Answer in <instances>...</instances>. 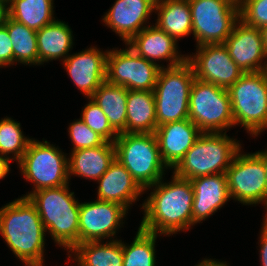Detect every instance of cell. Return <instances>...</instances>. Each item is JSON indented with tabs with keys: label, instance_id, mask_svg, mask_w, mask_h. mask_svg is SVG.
<instances>
[{
	"label": "cell",
	"instance_id": "42",
	"mask_svg": "<svg viewBox=\"0 0 267 266\" xmlns=\"http://www.w3.org/2000/svg\"><path fill=\"white\" fill-rule=\"evenodd\" d=\"M195 266H210V259L204 258L203 260H201L200 263L196 264Z\"/></svg>",
	"mask_w": 267,
	"mask_h": 266
},
{
	"label": "cell",
	"instance_id": "12",
	"mask_svg": "<svg viewBox=\"0 0 267 266\" xmlns=\"http://www.w3.org/2000/svg\"><path fill=\"white\" fill-rule=\"evenodd\" d=\"M241 152V153H240ZM236 153L226 171L231 199L243 205L263 204L266 209V172L255 153Z\"/></svg>",
	"mask_w": 267,
	"mask_h": 266
},
{
	"label": "cell",
	"instance_id": "11",
	"mask_svg": "<svg viewBox=\"0 0 267 266\" xmlns=\"http://www.w3.org/2000/svg\"><path fill=\"white\" fill-rule=\"evenodd\" d=\"M162 67L165 66L146 60L129 46L113 48L107 54L106 80L127 90L153 91Z\"/></svg>",
	"mask_w": 267,
	"mask_h": 266
},
{
	"label": "cell",
	"instance_id": "8",
	"mask_svg": "<svg viewBox=\"0 0 267 266\" xmlns=\"http://www.w3.org/2000/svg\"><path fill=\"white\" fill-rule=\"evenodd\" d=\"M67 155L47 140L32 139L18 166L23 177L33 184V191L22 197L28 198L33 192L69 184Z\"/></svg>",
	"mask_w": 267,
	"mask_h": 266
},
{
	"label": "cell",
	"instance_id": "26",
	"mask_svg": "<svg viewBox=\"0 0 267 266\" xmlns=\"http://www.w3.org/2000/svg\"><path fill=\"white\" fill-rule=\"evenodd\" d=\"M70 257L78 263V266H123V242L116 238L105 243L104 241L80 243L71 254H68L69 259Z\"/></svg>",
	"mask_w": 267,
	"mask_h": 266
},
{
	"label": "cell",
	"instance_id": "39",
	"mask_svg": "<svg viewBox=\"0 0 267 266\" xmlns=\"http://www.w3.org/2000/svg\"><path fill=\"white\" fill-rule=\"evenodd\" d=\"M255 154L262 160L266 172V214H265L266 216L267 215V149H265V151L259 150Z\"/></svg>",
	"mask_w": 267,
	"mask_h": 266
},
{
	"label": "cell",
	"instance_id": "2",
	"mask_svg": "<svg viewBox=\"0 0 267 266\" xmlns=\"http://www.w3.org/2000/svg\"><path fill=\"white\" fill-rule=\"evenodd\" d=\"M0 235L25 266H44L46 230L29 198L20 197L0 208Z\"/></svg>",
	"mask_w": 267,
	"mask_h": 266
},
{
	"label": "cell",
	"instance_id": "25",
	"mask_svg": "<svg viewBox=\"0 0 267 266\" xmlns=\"http://www.w3.org/2000/svg\"><path fill=\"white\" fill-rule=\"evenodd\" d=\"M155 25L177 41L192 34L191 10L188 0H156Z\"/></svg>",
	"mask_w": 267,
	"mask_h": 266
},
{
	"label": "cell",
	"instance_id": "22",
	"mask_svg": "<svg viewBox=\"0 0 267 266\" xmlns=\"http://www.w3.org/2000/svg\"><path fill=\"white\" fill-rule=\"evenodd\" d=\"M68 158L69 179L72 175L97 181L115 159L114 143L104 142L94 148L71 151Z\"/></svg>",
	"mask_w": 267,
	"mask_h": 266
},
{
	"label": "cell",
	"instance_id": "14",
	"mask_svg": "<svg viewBox=\"0 0 267 266\" xmlns=\"http://www.w3.org/2000/svg\"><path fill=\"white\" fill-rule=\"evenodd\" d=\"M128 210L119 203L110 201H89L80 203L79 244L102 241L114 237L126 217Z\"/></svg>",
	"mask_w": 267,
	"mask_h": 266
},
{
	"label": "cell",
	"instance_id": "36",
	"mask_svg": "<svg viewBox=\"0 0 267 266\" xmlns=\"http://www.w3.org/2000/svg\"><path fill=\"white\" fill-rule=\"evenodd\" d=\"M263 223L261 227V235H260V264L261 266H267V216H264Z\"/></svg>",
	"mask_w": 267,
	"mask_h": 266
},
{
	"label": "cell",
	"instance_id": "5",
	"mask_svg": "<svg viewBox=\"0 0 267 266\" xmlns=\"http://www.w3.org/2000/svg\"><path fill=\"white\" fill-rule=\"evenodd\" d=\"M115 159L145 190L163 179L165 169L155 133H119L115 139Z\"/></svg>",
	"mask_w": 267,
	"mask_h": 266
},
{
	"label": "cell",
	"instance_id": "20",
	"mask_svg": "<svg viewBox=\"0 0 267 266\" xmlns=\"http://www.w3.org/2000/svg\"><path fill=\"white\" fill-rule=\"evenodd\" d=\"M194 191L192 227L215 214L230 199L226 173L201 176L190 180Z\"/></svg>",
	"mask_w": 267,
	"mask_h": 266
},
{
	"label": "cell",
	"instance_id": "24",
	"mask_svg": "<svg viewBox=\"0 0 267 266\" xmlns=\"http://www.w3.org/2000/svg\"><path fill=\"white\" fill-rule=\"evenodd\" d=\"M124 133H155L156 107L153 91L128 90Z\"/></svg>",
	"mask_w": 267,
	"mask_h": 266
},
{
	"label": "cell",
	"instance_id": "28",
	"mask_svg": "<svg viewBox=\"0 0 267 266\" xmlns=\"http://www.w3.org/2000/svg\"><path fill=\"white\" fill-rule=\"evenodd\" d=\"M53 0H10L9 17L35 31L55 20Z\"/></svg>",
	"mask_w": 267,
	"mask_h": 266
},
{
	"label": "cell",
	"instance_id": "19",
	"mask_svg": "<svg viewBox=\"0 0 267 266\" xmlns=\"http://www.w3.org/2000/svg\"><path fill=\"white\" fill-rule=\"evenodd\" d=\"M125 45L155 64L159 60L169 61L166 67L177 66L187 60V55L178 52L177 40L156 25H147Z\"/></svg>",
	"mask_w": 267,
	"mask_h": 266
},
{
	"label": "cell",
	"instance_id": "41",
	"mask_svg": "<svg viewBox=\"0 0 267 266\" xmlns=\"http://www.w3.org/2000/svg\"><path fill=\"white\" fill-rule=\"evenodd\" d=\"M210 266H229L226 261H217V260H213V259H210Z\"/></svg>",
	"mask_w": 267,
	"mask_h": 266
},
{
	"label": "cell",
	"instance_id": "37",
	"mask_svg": "<svg viewBox=\"0 0 267 266\" xmlns=\"http://www.w3.org/2000/svg\"><path fill=\"white\" fill-rule=\"evenodd\" d=\"M10 161L12 160L0 154V180L10 173Z\"/></svg>",
	"mask_w": 267,
	"mask_h": 266
},
{
	"label": "cell",
	"instance_id": "21",
	"mask_svg": "<svg viewBox=\"0 0 267 266\" xmlns=\"http://www.w3.org/2000/svg\"><path fill=\"white\" fill-rule=\"evenodd\" d=\"M97 199L116 202L128 211L133 203L139 199L144 190L133 179L127 169L116 159L107 171L97 180Z\"/></svg>",
	"mask_w": 267,
	"mask_h": 266
},
{
	"label": "cell",
	"instance_id": "13",
	"mask_svg": "<svg viewBox=\"0 0 267 266\" xmlns=\"http://www.w3.org/2000/svg\"><path fill=\"white\" fill-rule=\"evenodd\" d=\"M196 54L187 55L197 80L229 89L244 72L232 60L224 43L196 47Z\"/></svg>",
	"mask_w": 267,
	"mask_h": 266
},
{
	"label": "cell",
	"instance_id": "44",
	"mask_svg": "<svg viewBox=\"0 0 267 266\" xmlns=\"http://www.w3.org/2000/svg\"><path fill=\"white\" fill-rule=\"evenodd\" d=\"M2 1H5L6 3H9L10 2V0H2Z\"/></svg>",
	"mask_w": 267,
	"mask_h": 266
},
{
	"label": "cell",
	"instance_id": "38",
	"mask_svg": "<svg viewBox=\"0 0 267 266\" xmlns=\"http://www.w3.org/2000/svg\"><path fill=\"white\" fill-rule=\"evenodd\" d=\"M8 16H9L8 3L0 0V27L5 25Z\"/></svg>",
	"mask_w": 267,
	"mask_h": 266
},
{
	"label": "cell",
	"instance_id": "40",
	"mask_svg": "<svg viewBox=\"0 0 267 266\" xmlns=\"http://www.w3.org/2000/svg\"><path fill=\"white\" fill-rule=\"evenodd\" d=\"M262 36H263V45L265 48V51L267 53V25L263 26L261 28Z\"/></svg>",
	"mask_w": 267,
	"mask_h": 266
},
{
	"label": "cell",
	"instance_id": "35",
	"mask_svg": "<svg viewBox=\"0 0 267 266\" xmlns=\"http://www.w3.org/2000/svg\"><path fill=\"white\" fill-rule=\"evenodd\" d=\"M13 65V44L6 26L0 27V68Z\"/></svg>",
	"mask_w": 267,
	"mask_h": 266
},
{
	"label": "cell",
	"instance_id": "27",
	"mask_svg": "<svg viewBox=\"0 0 267 266\" xmlns=\"http://www.w3.org/2000/svg\"><path fill=\"white\" fill-rule=\"evenodd\" d=\"M127 94L125 87L105 80L90 97L102 109L118 134L126 131Z\"/></svg>",
	"mask_w": 267,
	"mask_h": 266
},
{
	"label": "cell",
	"instance_id": "18",
	"mask_svg": "<svg viewBox=\"0 0 267 266\" xmlns=\"http://www.w3.org/2000/svg\"><path fill=\"white\" fill-rule=\"evenodd\" d=\"M201 133L189 118L157 126L155 136L163 163L173 170Z\"/></svg>",
	"mask_w": 267,
	"mask_h": 266
},
{
	"label": "cell",
	"instance_id": "31",
	"mask_svg": "<svg viewBox=\"0 0 267 266\" xmlns=\"http://www.w3.org/2000/svg\"><path fill=\"white\" fill-rule=\"evenodd\" d=\"M20 126V122H16L11 117H5L0 120V154L17 163L32 140V138L24 136Z\"/></svg>",
	"mask_w": 267,
	"mask_h": 266
},
{
	"label": "cell",
	"instance_id": "33",
	"mask_svg": "<svg viewBox=\"0 0 267 266\" xmlns=\"http://www.w3.org/2000/svg\"><path fill=\"white\" fill-rule=\"evenodd\" d=\"M68 133L73 144L72 151L94 148L105 142L99 134L94 132L80 118L70 123Z\"/></svg>",
	"mask_w": 267,
	"mask_h": 266
},
{
	"label": "cell",
	"instance_id": "6",
	"mask_svg": "<svg viewBox=\"0 0 267 266\" xmlns=\"http://www.w3.org/2000/svg\"><path fill=\"white\" fill-rule=\"evenodd\" d=\"M228 93L234 126L255 137L267 130V70L244 73Z\"/></svg>",
	"mask_w": 267,
	"mask_h": 266
},
{
	"label": "cell",
	"instance_id": "17",
	"mask_svg": "<svg viewBox=\"0 0 267 266\" xmlns=\"http://www.w3.org/2000/svg\"><path fill=\"white\" fill-rule=\"evenodd\" d=\"M156 0H115L102 21L119 35L126 44L146 28Z\"/></svg>",
	"mask_w": 267,
	"mask_h": 266
},
{
	"label": "cell",
	"instance_id": "1",
	"mask_svg": "<svg viewBox=\"0 0 267 266\" xmlns=\"http://www.w3.org/2000/svg\"><path fill=\"white\" fill-rule=\"evenodd\" d=\"M162 180L144 190L146 192L153 188V192L142 203L144 216L139 228L161 236L186 232L192 226V183L174 173L171 182Z\"/></svg>",
	"mask_w": 267,
	"mask_h": 266
},
{
	"label": "cell",
	"instance_id": "9",
	"mask_svg": "<svg viewBox=\"0 0 267 266\" xmlns=\"http://www.w3.org/2000/svg\"><path fill=\"white\" fill-rule=\"evenodd\" d=\"M188 118L202 133H227L234 127L228 90L195 78L190 90Z\"/></svg>",
	"mask_w": 267,
	"mask_h": 266
},
{
	"label": "cell",
	"instance_id": "7",
	"mask_svg": "<svg viewBox=\"0 0 267 266\" xmlns=\"http://www.w3.org/2000/svg\"><path fill=\"white\" fill-rule=\"evenodd\" d=\"M195 80L191 64L162 67L153 90L157 126L188 118L190 90Z\"/></svg>",
	"mask_w": 267,
	"mask_h": 266
},
{
	"label": "cell",
	"instance_id": "4",
	"mask_svg": "<svg viewBox=\"0 0 267 266\" xmlns=\"http://www.w3.org/2000/svg\"><path fill=\"white\" fill-rule=\"evenodd\" d=\"M241 143L226 133H201L185 156L173 168L178 177L188 180L226 173Z\"/></svg>",
	"mask_w": 267,
	"mask_h": 266
},
{
	"label": "cell",
	"instance_id": "10",
	"mask_svg": "<svg viewBox=\"0 0 267 266\" xmlns=\"http://www.w3.org/2000/svg\"><path fill=\"white\" fill-rule=\"evenodd\" d=\"M191 10L192 34L204 44L224 43L240 19L239 6L228 0H188Z\"/></svg>",
	"mask_w": 267,
	"mask_h": 266
},
{
	"label": "cell",
	"instance_id": "23",
	"mask_svg": "<svg viewBox=\"0 0 267 266\" xmlns=\"http://www.w3.org/2000/svg\"><path fill=\"white\" fill-rule=\"evenodd\" d=\"M68 23L54 20L37 31L39 65L56 59L63 62L73 46V32Z\"/></svg>",
	"mask_w": 267,
	"mask_h": 266
},
{
	"label": "cell",
	"instance_id": "29",
	"mask_svg": "<svg viewBox=\"0 0 267 266\" xmlns=\"http://www.w3.org/2000/svg\"><path fill=\"white\" fill-rule=\"evenodd\" d=\"M6 29L13 44V66L15 63L39 65L37 31L8 16Z\"/></svg>",
	"mask_w": 267,
	"mask_h": 266
},
{
	"label": "cell",
	"instance_id": "3",
	"mask_svg": "<svg viewBox=\"0 0 267 266\" xmlns=\"http://www.w3.org/2000/svg\"><path fill=\"white\" fill-rule=\"evenodd\" d=\"M69 184L33 192L28 198L36 206L46 232L68 254L79 244L80 201Z\"/></svg>",
	"mask_w": 267,
	"mask_h": 266
},
{
	"label": "cell",
	"instance_id": "15",
	"mask_svg": "<svg viewBox=\"0 0 267 266\" xmlns=\"http://www.w3.org/2000/svg\"><path fill=\"white\" fill-rule=\"evenodd\" d=\"M224 45L232 60L244 73L267 70V53L261 28L249 26L239 19Z\"/></svg>",
	"mask_w": 267,
	"mask_h": 266
},
{
	"label": "cell",
	"instance_id": "16",
	"mask_svg": "<svg viewBox=\"0 0 267 266\" xmlns=\"http://www.w3.org/2000/svg\"><path fill=\"white\" fill-rule=\"evenodd\" d=\"M107 54V50L103 52L96 46H90L69 55L62 63L74 85L87 98L106 80Z\"/></svg>",
	"mask_w": 267,
	"mask_h": 266
},
{
	"label": "cell",
	"instance_id": "32",
	"mask_svg": "<svg viewBox=\"0 0 267 266\" xmlns=\"http://www.w3.org/2000/svg\"><path fill=\"white\" fill-rule=\"evenodd\" d=\"M87 99L89 102L82 109L80 119L106 142L113 143L118 133L109 124L102 109L90 97Z\"/></svg>",
	"mask_w": 267,
	"mask_h": 266
},
{
	"label": "cell",
	"instance_id": "43",
	"mask_svg": "<svg viewBox=\"0 0 267 266\" xmlns=\"http://www.w3.org/2000/svg\"><path fill=\"white\" fill-rule=\"evenodd\" d=\"M228 1L234 5L240 6L243 0H228Z\"/></svg>",
	"mask_w": 267,
	"mask_h": 266
},
{
	"label": "cell",
	"instance_id": "34",
	"mask_svg": "<svg viewBox=\"0 0 267 266\" xmlns=\"http://www.w3.org/2000/svg\"><path fill=\"white\" fill-rule=\"evenodd\" d=\"M239 17L252 27L267 25V0H243L239 6Z\"/></svg>",
	"mask_w": 267,
	"mask_h": 266
},
{
	"label": "cell",
	"instance_id": "30",
	"mask_svg": "<svg viewBox=\"0 0 267 266\" xmlns=\"http://www.w3.org/2000/svg\"><path fill=\"white\" fill-rule=\"evenodd\" d=\"M156 233L138 227L133 242H123V266H156Z\"/></svg>",
	"mask_w": 267,
	"mask_h": 266
}]
</instances>
